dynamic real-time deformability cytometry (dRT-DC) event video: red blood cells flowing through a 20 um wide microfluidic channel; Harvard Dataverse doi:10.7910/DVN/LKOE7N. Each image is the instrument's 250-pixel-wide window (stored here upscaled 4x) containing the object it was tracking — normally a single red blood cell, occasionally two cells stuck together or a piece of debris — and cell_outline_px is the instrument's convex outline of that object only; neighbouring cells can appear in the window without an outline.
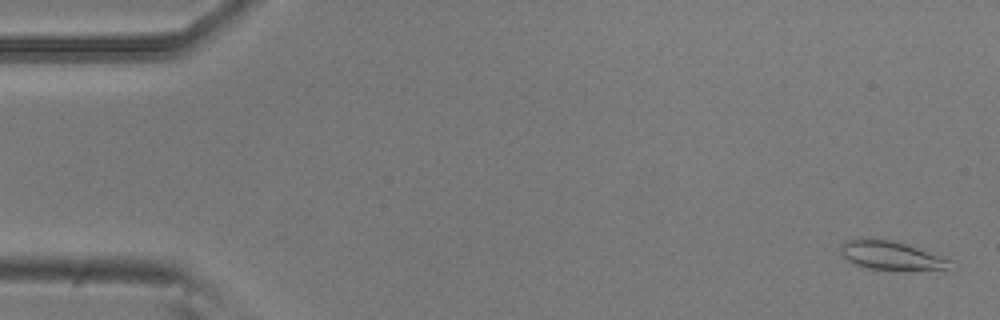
{"species": "common noctule bat (a hibernating species)", "species_latin": "Nyctalus noctula", "temperature_condition": "room temperature", "stored_images_in_passage": 54, "camera_frame_rate_fps": 3000, "um_per_image_px": 0.085, "animal": {"sex": "male", "body_mass_g": 20.5, "forearm_length_mm": 52.5}, "frame": {"image": 1, "passage_image": 2, "time_ms": 0.333, "image_size_px": [1000, 320], "cell_outline_px": [[956, 268], [868, 268], [844, 260], [840, 252], [840, 244], [848, 240], [860, 236], [892, 240], [952, 260]], "centroid_in_image_um": [75.63, 21.66], "position_along_channel_um": 9.4, "area_um2": 17.92}}
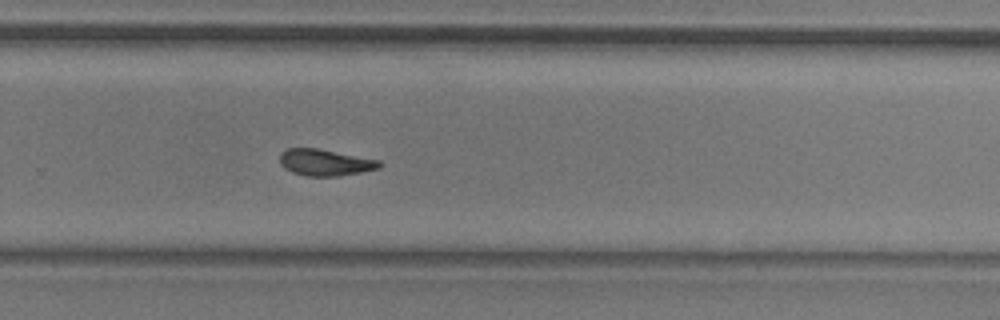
{"frame": {"image": 2, "passage_image": 36, "time_ms": 11.667, "image_size_px": [1000, 320], "cell_outline_px": [[384, 164], [380, 168], [340, 176], [304, 176], [292, 172], [284, 168], [280, 164], [280, 152], [284, 148], [320, 148], [380, 160]], "centroid_in_image_um": [27.63, 13.8], "position_along_channel_um": 302.2, "area_um2": 15.72}}
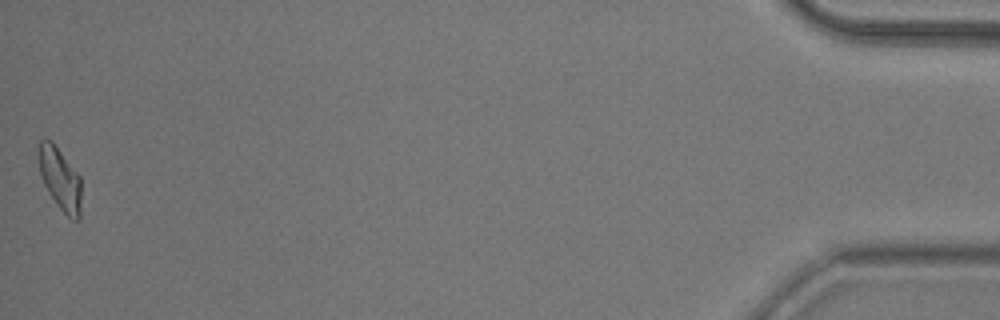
{"frame": {"image": 3, "passage_image": 54, "time_ms": 17.667, "image_size_px": [1000, 320], "cell_outline_px": [[80, 220], [72, 220], [56, 204], [48, 192], [40, 176], [40, 140], [52, 140], [80, 176]], "centroid_in_image_um": [5.12, 15.23], "position_along_channel_um": 430.1, "area_um2": 15.2}, "authors_computed_cell_mechanics": {"area_um2": 15.8372, "velocity_mm_per_s": 3.748, "shape_relaxation_time_tau1_ms": 5.9736, "shape_relaxation_time_tau2_ms": 3.2249, "deformation_change_tau1": 0.1851, "deformation_change_tau2": 0.1143}}